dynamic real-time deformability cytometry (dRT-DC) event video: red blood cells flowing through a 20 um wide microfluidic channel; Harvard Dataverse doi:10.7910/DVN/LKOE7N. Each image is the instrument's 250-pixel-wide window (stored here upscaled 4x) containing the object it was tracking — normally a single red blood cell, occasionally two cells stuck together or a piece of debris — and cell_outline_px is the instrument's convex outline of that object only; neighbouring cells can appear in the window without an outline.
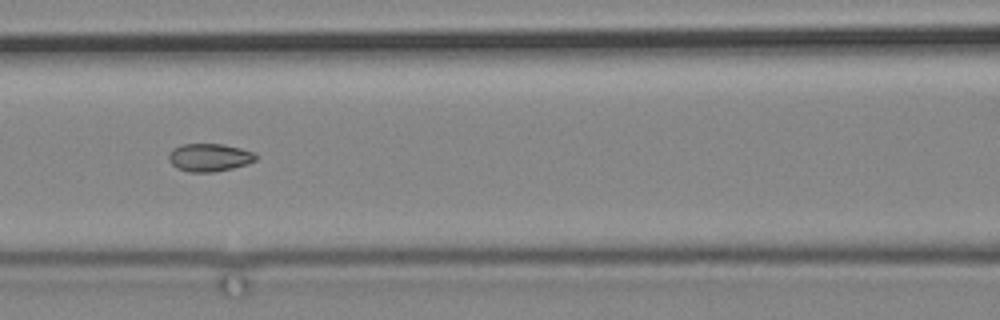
{"species": "common noctule bat (a hibernating species)", "species_latin": "Nyctalus noctula", "temperature_condition": "cold", "stored_images_in_passage": 8, "camera_frame_rate_fps": 3000, "um_per_image_px": 0.085, "animal": {"sex": "male", "body_mass_g": 19.2, "forearm_length_mm": 51.8}, "frame": {"image": 1, "passage_image": 8, "time_ms": 8.333, "image_size_px": [1000, 320], "cell_outline_px": [[256, 160], [248, 164], [232, 168], [212, 172], [188, 172], [176, 168], [168, 160], [168, 152], [172, 148], [184, 144], [224, 144], [240, 148], [252, 152], [256, 156]], "centroid_in_image_um": [17.75, 13.38], "position_along_channel_um": 148.8, "area_um2": 14.22}}